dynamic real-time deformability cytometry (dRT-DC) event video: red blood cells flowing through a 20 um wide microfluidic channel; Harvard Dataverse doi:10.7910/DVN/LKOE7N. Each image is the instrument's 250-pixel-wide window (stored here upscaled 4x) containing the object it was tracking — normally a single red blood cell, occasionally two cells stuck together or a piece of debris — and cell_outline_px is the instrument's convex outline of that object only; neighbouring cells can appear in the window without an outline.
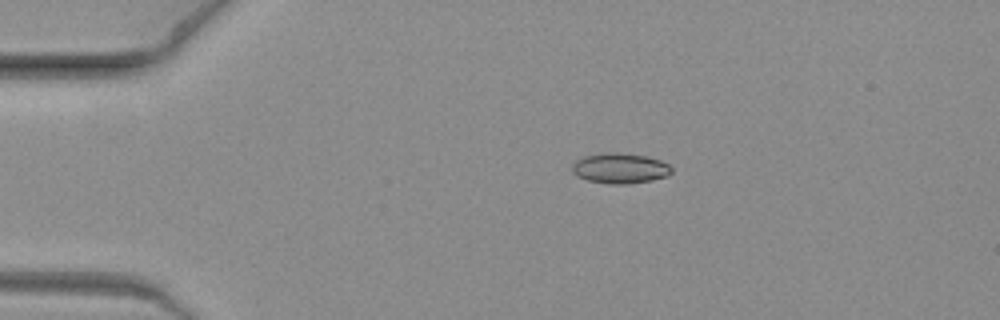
{"species": "common noctule bat (a hibernating species)", "species_latin": "Nyctalus noctula", "temperature_condition": "warm", "stored_images_in_passage": 9, "camera_frame_rate_fps": 3000, "um_per_image_px": 0.085, "animal": {"sex": "female", "body_mass_g": 19.3, "forearm_length_mm": 54.1}, "frame": {"image": 1, "passage_image": 1, "time_ms": 0.0, "image_size_px": [1000, 320], "cell_outline_px": [[672, 172], [668, 176], [652, 180], [628, 184], [612, 184], [588, 180], [576, 176], [572, 172], [572, 164], [576, 160], [584, 156], [604, 152], [616, 152], [644, 156], [660, 160], [668, 164], [672, 168]], "centroid_in_image_um": [52.69, 14.3], "position_along_channel_um": 32.3, "area_um2": 17.63}}
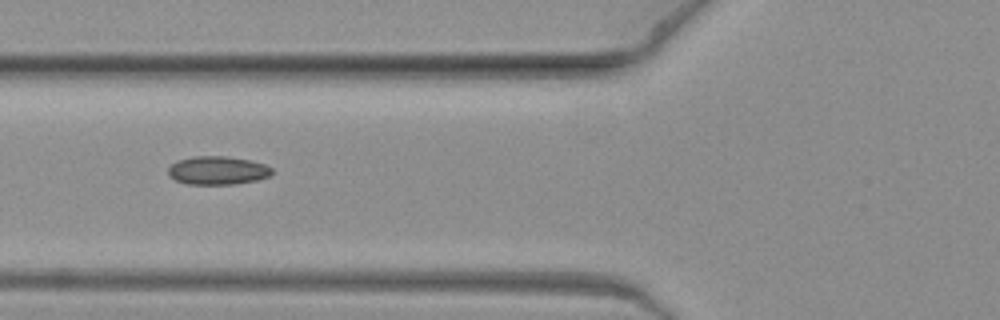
{"frame": {"image": 2, "passage_image": 4, "time_ms": 1.0, "image_size_px": [1000, 320], "cell_outline_px": [[272, 172], [268, 176], [256, 180], [232, 184], [188, 184], [176, 180], [168, 176], [168, 168], [172, 164], [180, 160], [192, 156], [228, 156], [252, 160], [264, 164], [272, 168]], "centroid_in_image_um": [18.49, 14.48], "position_along_channel_um": 107.3, "area_um2": 17.11}}
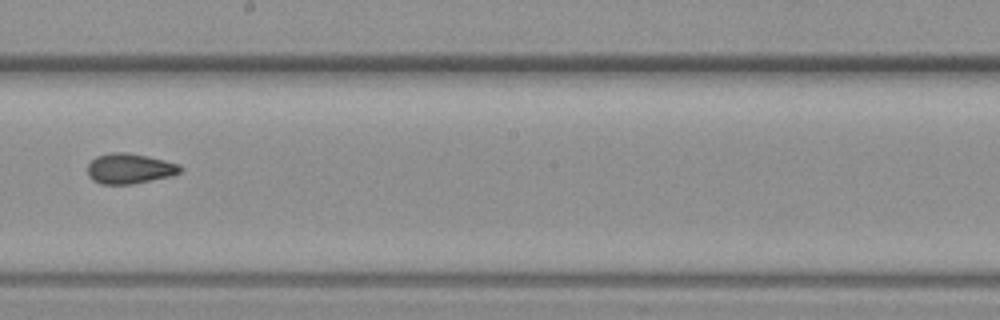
{"frame": {"image": 3, "passage_image": 8, "time_ms": 2.333, "image_size_px": [1000, 320], "cell_outline_px": [[180, 172], [168, 176], [132, 184], [100, 184], [92, 180], [88, 176], [88, 164], [96, 156], [112, 152], [128, 152], [164, 160], [176, 164], [180, 168]], "centroid_in_image_um": [10.93, 14.32], "position_along_channel_um": 237.3, "area_um2": 16.07}}